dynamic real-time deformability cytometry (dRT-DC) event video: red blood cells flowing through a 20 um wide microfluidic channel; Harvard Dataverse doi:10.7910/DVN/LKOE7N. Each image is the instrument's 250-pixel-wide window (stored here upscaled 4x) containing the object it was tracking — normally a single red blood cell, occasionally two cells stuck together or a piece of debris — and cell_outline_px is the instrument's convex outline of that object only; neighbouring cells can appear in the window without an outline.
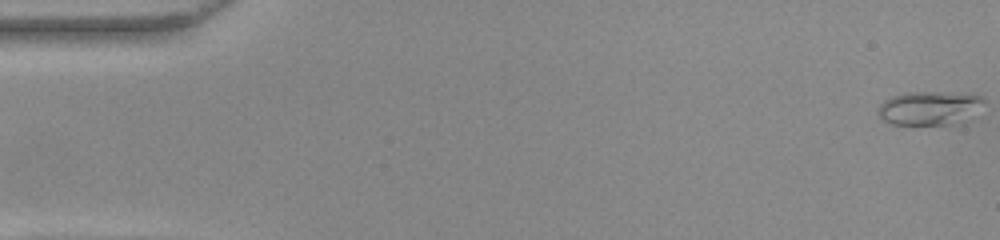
{"species": "common noctule bat (a hibernating species)", "species_latin": "Nyctalus noctula", "temperature_condition": "warm", "stored_images_in_passage": 53, "camera_frame_rate_fps": 3000, "um_per_image_px": 0.085, "animal": {"sex": "female", "body_mass_g": 22.0, "forearm_length_mm": 56.7}, "frame": {"image": 1, "passage_image": 1, "time_ms": 0.0, "image_size_px": [1000, 240], "cell_outline_px": [[984, 100], [944, 124], [892, 124], [884, 120], [880, 116], [880, 104], [884, 100], [892, 96], [904, 92], [940, 92], [980, 96]], "centroid_in_image_um": [78.71, 9.13], "position_along_channel_um": 6.3, "area_um2": 18.73}}
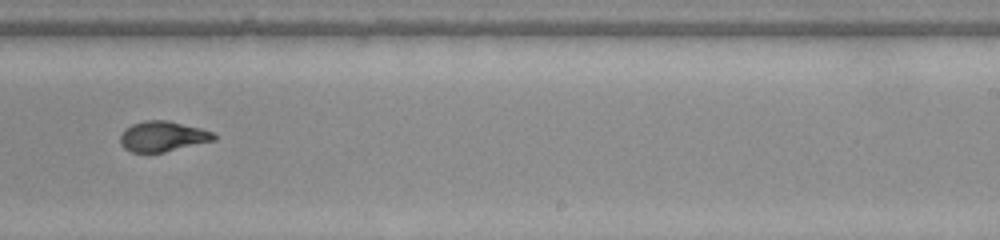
{"frame": {"image": 2, "passage_image": 33, "time_ms": 10.667, "image_size_px": [1000, 240], "cell_outline_px": [[216, 140], [164, 152], [132, 152], [124, 148], [120, 144], [120, 136], [124, 128], [132, 124], [144, 120], [168, 120], [200, 128], [212, 132], [216, 136]], "centroid_in_image_um": [13.81, 11.58], "position_along_channel_um": 275.2, "area_um2": 16.59}}
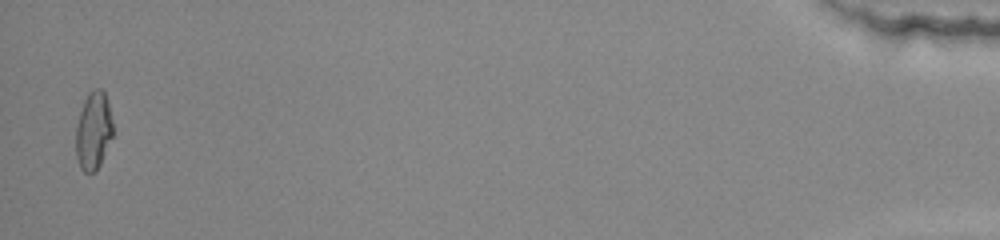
{"frame": {"image": 3, "passage_image": 52, "time_ms": 17.0, "image_size_px": [1000, 240], "cell_outline_px": [[112, 136], [100, 164], [96, 172], [84, 172], [80, 168], [76, 156], [76, 124], [84, 100], [88, 92], [92, 88], [100, 88], [104, 92], [108, 104], [112, 120]], "centroid_in_image_um": [7.92, 11.11], "position_along_channel_um": 427.3, "area_um2": 16.76}, "authors_computed_cell_mechanics": {"area_um2": 17.1088, "velocity_mm_per_s": 3.8987, "shape_relaxation_time_tau1_ms": 9.0657, "shape_relaxation_time_tau2_ms": 1.1226, "deformation_change_tau1": 0.3336, "deformation_change_tau2": 0.0655}}